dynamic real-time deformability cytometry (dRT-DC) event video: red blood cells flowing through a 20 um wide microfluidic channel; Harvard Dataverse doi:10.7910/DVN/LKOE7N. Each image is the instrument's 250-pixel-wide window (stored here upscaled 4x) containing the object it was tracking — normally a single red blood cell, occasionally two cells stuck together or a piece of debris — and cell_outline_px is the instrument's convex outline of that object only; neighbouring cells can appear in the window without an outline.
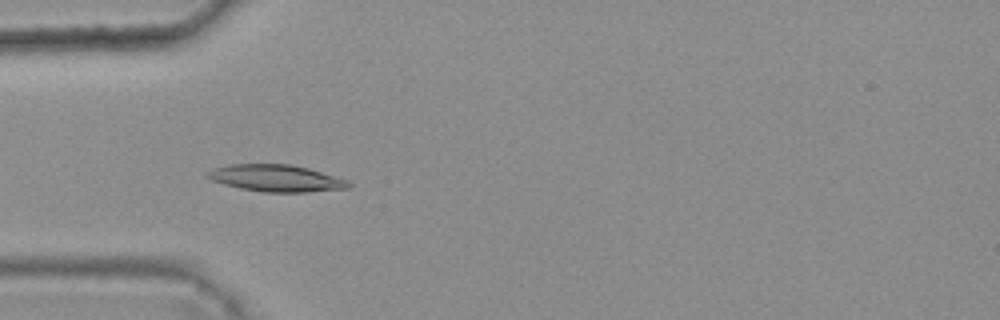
{"species": "common noctule bat (a hibernating species)", "species_latin": "Nyctalus noctula", "temperature_condition": "warm", "stored_images_in_passage": 5, "camera_frame_rate_fps": 3000, "um_per_image_px": 0.085, "animal": {"sex": "female", "body_mass_g": 25.1}, "frame": {"image": 1, "passage_image": 4, "time_ms": 1.0, "image_size_px": [1000, 320], "cell_outline_px": [[352, 188], [304, 192], [264, 192], [240, 188], [224, 184], [212, 180], [204, 176], [204, 172], [212, 168], [228, 164], [292, 164], [308, 168], [348, 180], [352, 184]], "centroid_in_image_um": [23.44, 15.14], "position_along_channel_um": 61.6, "area_um2": 22.31}}
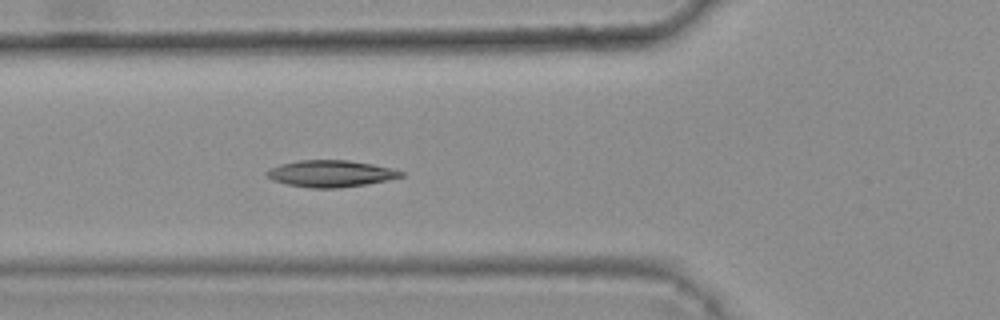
{"frame": {"image": 2, "passage_image": 5, "time_ms": 1.333, "image_size_px": [1000, 320], "cell_outline_px": [[404, 176], [364, 184], [340, 188], [312, 188], [288, 184], [272, 180], [264, 172], [280, 164], [300, 160], [348, 160], [372, 164], [404, 172]], "centroid_in_image_um": [28.07, 14.75], "position_along_channel_um": 97.7, "area_um2": 20.52}}